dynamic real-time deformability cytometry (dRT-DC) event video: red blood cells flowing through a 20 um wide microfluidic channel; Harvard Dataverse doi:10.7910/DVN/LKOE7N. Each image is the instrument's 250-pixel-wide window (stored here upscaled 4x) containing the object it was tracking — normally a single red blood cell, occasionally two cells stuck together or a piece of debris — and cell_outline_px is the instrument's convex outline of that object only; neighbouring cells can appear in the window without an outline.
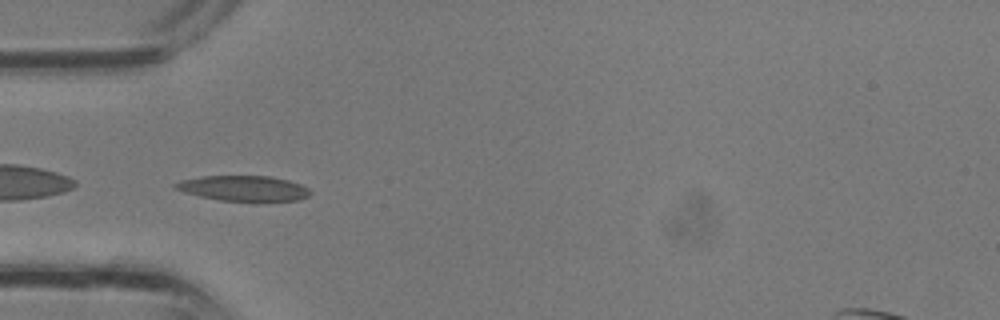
{"species": "common noctule bat (a hibernating species)", "species_latin": "Nyctalus noctula", "temperature_condition": "room temperature", "stored_images_in_passage": 34, "camera_frame_rate_fps": 3000, "um_per_image_px": 0.085, "animal": {"sex": "male", "body_mass_g": 13.3}, "frame": {"image": 1, "passage_image": 10, "time_ms": 3.0, "image_size_px": [1000, 320], "cell_outline_px": [[312, 192], [308, 196], [300, 200], [220, 200], [200, 196], [184, 192], [176, 188], [172, 184], [180, 180], [200, 176], [268, 176], [288, 180], [300, 184], [308, 188]], "centroid_in_image_um": [20.69, 15.99], "position_along_channel_um": 64.3, "area_um2": 19.59}}
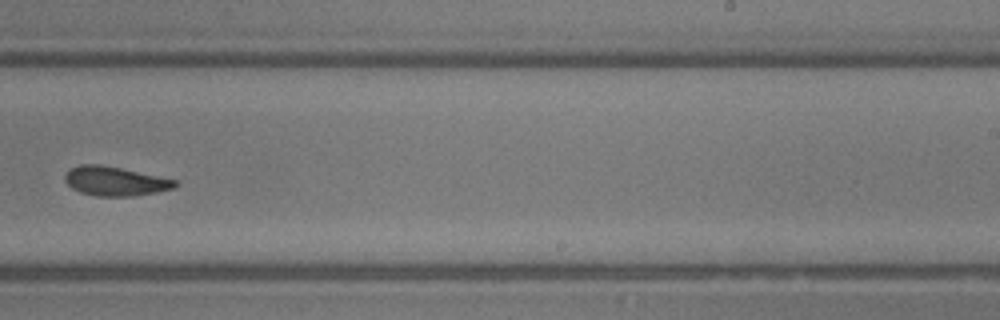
{"frame": {"image": 2, "passage_image": 21, "time_ms": 6.667, "image_size_px": [1000, 320], "cell_outline_px": [[180, 184], [176, 188], [156, 192], [132, 196], [96, 196], [80, 192], [72, 188], [64, 180], [64, 176], [72, 168], [80, 164], [96, 164], [120, 168], [176, 180]], "centroid_in_image_um": [9.8, 15.41], "position_along_channel_um": 279.2, "area_um2": 18.55}}
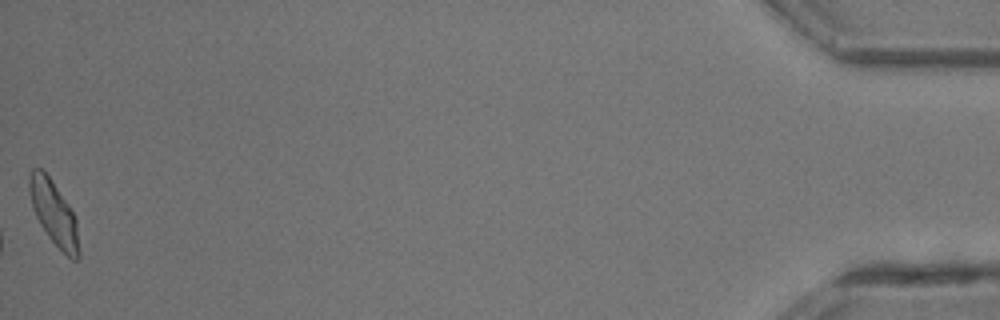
{"frame": {"image": 3, "passage_image": 34, "time_ms": 11.0, "image_size_px": [1000, 320], "cell_outline_px": [[80, 256], [76, 260], [72, 260], [48, 236], [40, 224], [32, 208], [28, 184], [32, 168], [40, 168], [48, 176], [68, 204], [76, 216], [80, 252]], "centroid_in_image_um": [4.6, 18.14], "position_along_channel_um": 430.6, "area_um2": 18.32}}